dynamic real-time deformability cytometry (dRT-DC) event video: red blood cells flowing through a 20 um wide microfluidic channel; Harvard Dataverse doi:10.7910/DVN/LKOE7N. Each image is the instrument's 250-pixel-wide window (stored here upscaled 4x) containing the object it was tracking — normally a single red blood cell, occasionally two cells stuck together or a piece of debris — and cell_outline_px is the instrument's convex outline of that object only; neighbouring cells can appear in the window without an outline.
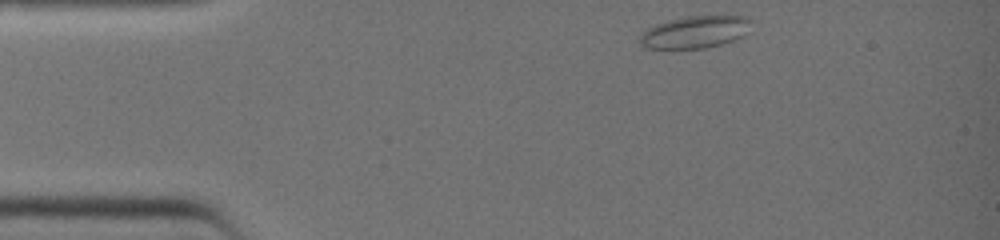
{"species": "common noctule bat (a hibernating species)", "species_latin": "Nyctalus noctula", "temperature_condition": "warm", "stored_images_in_passage": 2, "camera_frame_rate_fps": 3000, "um_per_image_px": 0.085, "animal": {"sex": "female", "body_mass_g": 19.0, "forearm_length_mm": 51.5}, "frame": {"image": 1, "passage_image": 1, "time_ms": 0.0, "image_size_px": [1000, 240], "cell_outline_px": [[752, 32], [736, 40], [704, 48], [644, 48], [640, 44], [640, 32], [656, 24], [668, 20], [684, 16], [748, 16], [752, 20]], "centroid_in_image_um": [59.14, 2.71], "position_along_channel_um": 25.9, "area_um2": 21.33}}